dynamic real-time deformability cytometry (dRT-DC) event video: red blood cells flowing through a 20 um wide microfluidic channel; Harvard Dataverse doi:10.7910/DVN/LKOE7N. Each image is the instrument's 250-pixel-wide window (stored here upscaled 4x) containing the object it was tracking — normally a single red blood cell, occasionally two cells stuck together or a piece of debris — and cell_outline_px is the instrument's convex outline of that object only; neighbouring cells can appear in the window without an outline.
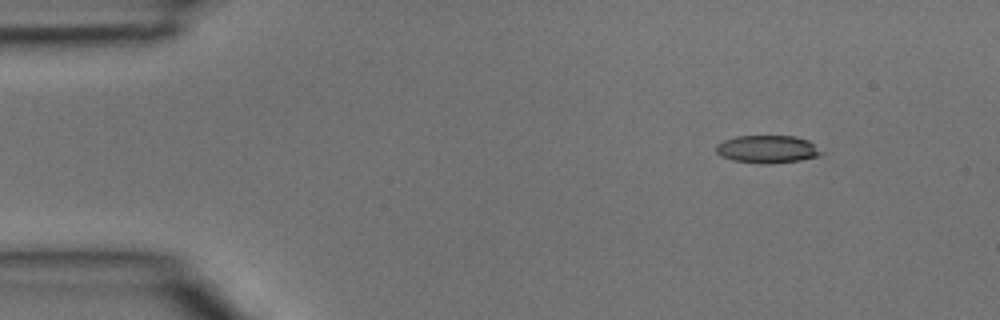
{"species": "common noctule bat (a hibernating species)", "species_latin": "Nyctalus noctula", "temperature_condition": "room temperature", "stored_images_in_passage": 3, "camera_frame_rate_fps": 3000, "um_per_image_px": 0.085, "animal": {"sex": "male", "body_mass_g": 15.6}, "frame": {"image": 1, "passage_image": 1, "time_ms": 0.0, "image_size_px": [1000, 320], "cell_outline_px": [[824, 152], [820, 156], [800, 160], [732, 160], [720, 156], [716, 152], [716, 144], [724, 140], [736, 136], [796, 136], [808, 140]], "centroid_in_image_um": [65.23, 12.61], "position_along_channel_um": 19.8, "area_um2": 16.07}}